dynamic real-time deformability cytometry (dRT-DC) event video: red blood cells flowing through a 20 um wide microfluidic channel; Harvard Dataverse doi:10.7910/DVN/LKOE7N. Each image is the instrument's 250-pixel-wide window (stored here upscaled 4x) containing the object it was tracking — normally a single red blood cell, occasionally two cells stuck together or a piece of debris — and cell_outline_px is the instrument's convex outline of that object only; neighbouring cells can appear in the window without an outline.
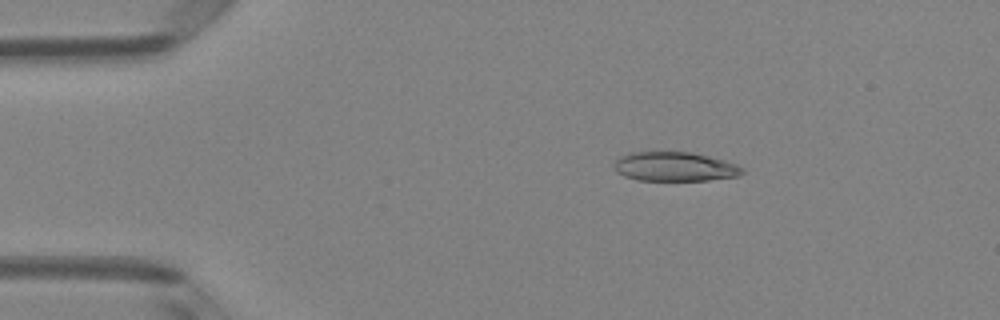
{"species": "Egyptian fruit bat (a non-hibernating species)", "species_latin": "Rousettus aegyptiacus", "temperature_condition": "room temperature", "stored_images_in_passage": 4, "camera_frame_rate_fps": 3000, "um_per_image_px": 0.085, "animal": {"sex": "female"}, "frame": {"image": 1, "passage_image": 2, "time_ms": 0.333, "image_size_px": [1000, 320], "cell_outline_px": [[744, 172], [740, 176], [708, 180], [636, 180], [624, 176], [616, 172], [612, 164], [620, 156], [632, 152], [692, 152], [724, 160], [736, 164], [744, 168]], "centroid_in_image_um": [57.34, 14.16], "position_along_channel_um": 27.7, "area_um2": 21.96}}